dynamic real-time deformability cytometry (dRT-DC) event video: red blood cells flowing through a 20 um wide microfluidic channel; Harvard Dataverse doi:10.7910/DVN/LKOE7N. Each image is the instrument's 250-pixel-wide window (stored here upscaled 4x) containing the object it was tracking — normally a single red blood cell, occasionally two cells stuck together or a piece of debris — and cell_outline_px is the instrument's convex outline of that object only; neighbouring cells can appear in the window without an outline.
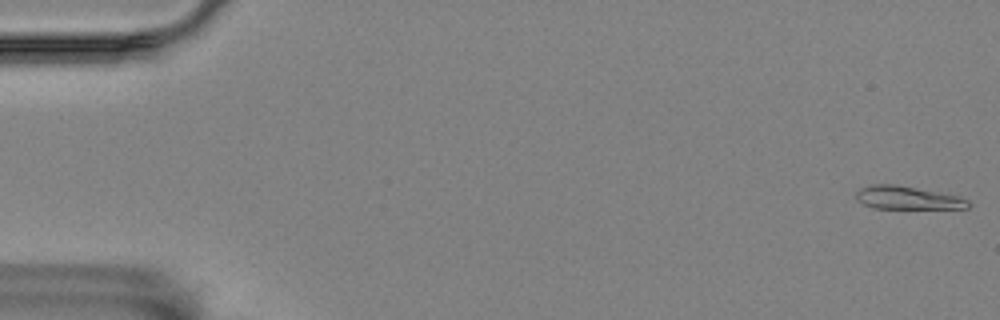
{"species": "Egyptian fruit bat (a non-hibernating species)", "species_latin": "Rousettus aegyptiacus", "temperature_condition": "room temperature", "stored_images_in_passage": 9, "camera_frame_rate_fps": 3000, "um_per_image_px": 0.085, "animal": {"sex": "female"}, "frame": {"image": 1, "passage_image": 1, "time_ms": 0.0, "image_size_px": [1000, 320], "cell_outline_px": [[972, 204], [968, 208], [872, 208], [856, 200], [856, 192], [860, 188], [872, 184], [896, 184], [960, 196], [968, 200]], "centroid_in_image_um": [77.14, 16.81], "position_along_channel_um": 7.9, "area_um2": 15.14}}